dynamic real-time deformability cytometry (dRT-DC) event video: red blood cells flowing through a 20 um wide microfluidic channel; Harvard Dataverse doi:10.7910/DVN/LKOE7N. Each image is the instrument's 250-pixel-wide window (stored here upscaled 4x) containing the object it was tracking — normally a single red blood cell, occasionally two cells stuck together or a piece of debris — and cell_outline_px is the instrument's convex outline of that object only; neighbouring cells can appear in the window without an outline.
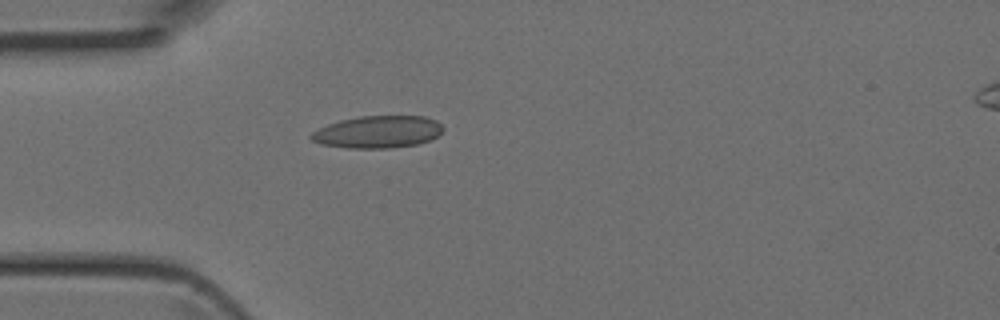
{"species": "Egyptian fruit bat (a non-hibernating species)", "species_latin": "Rousettus aegyptiacus", "temperature_condition": "room temperature", "stored_images_in_passage": 1, "camera_frame_rate_fps": 3000, "um_per_image_px": 0.085, "animal": {"sex": "female"}, "frame": {"image": 1, "passage_image": 1, "time_ms": 0.0, "image_size_px": [1000, 320], "cell_outline_px": [[444, 128], [436, 136], [428, 140], [416, 144], [392, 148], [348, 148], [320, 144], [312, 140], [308, 136], [312, 132], [328, 124], [340, 120], [360, 116], [424, 116], [436, 120]], "centroid_in_image_um": [32.08, 11.21], "position_along_channel_um": 52.9, "area_um2": 24.68}}